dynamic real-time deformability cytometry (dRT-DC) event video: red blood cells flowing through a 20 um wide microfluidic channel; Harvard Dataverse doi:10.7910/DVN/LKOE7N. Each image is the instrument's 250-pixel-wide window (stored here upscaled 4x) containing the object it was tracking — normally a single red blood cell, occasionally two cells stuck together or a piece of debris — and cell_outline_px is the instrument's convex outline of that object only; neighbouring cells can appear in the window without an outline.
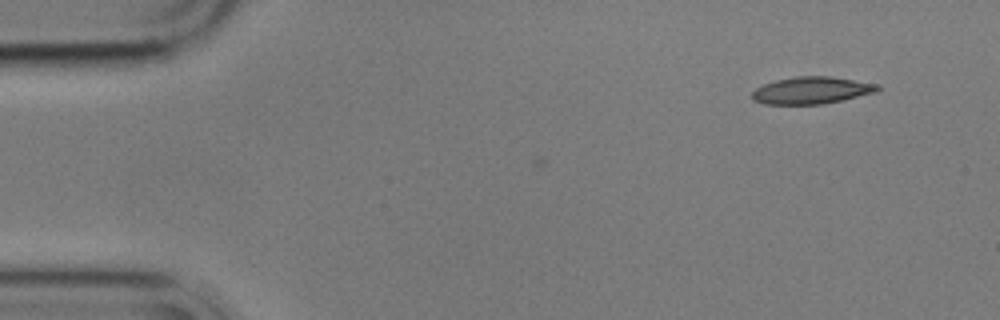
{"species": "common noctule bat (a hibernating species)", "species_latin": "Nyctalus noctula", "temperature_condition": "cold", "stored_images_in_passage": 5, "camera_frame_rate_fps": 3000, "um_per_image_px": 0.085, "animal": {"sex": "male", "body_mass_g": 17.9}, "frame": {"image": 1, "passage_image": 1, "time_ms": 0.0, "image_size_px": [1000, 320], "cell_outline_px": [[880, 88], [876, 92], [824, 104], [764, 104], [752, 100], [752, 92], [756, 88], [764, 84], [776, 80], [796, 76], [832, 76], [880, 84]], "centroid_in_image_um": [68.99, 7.67], "position_along_channel_um": 16.0, "area_um2": 19.88}}